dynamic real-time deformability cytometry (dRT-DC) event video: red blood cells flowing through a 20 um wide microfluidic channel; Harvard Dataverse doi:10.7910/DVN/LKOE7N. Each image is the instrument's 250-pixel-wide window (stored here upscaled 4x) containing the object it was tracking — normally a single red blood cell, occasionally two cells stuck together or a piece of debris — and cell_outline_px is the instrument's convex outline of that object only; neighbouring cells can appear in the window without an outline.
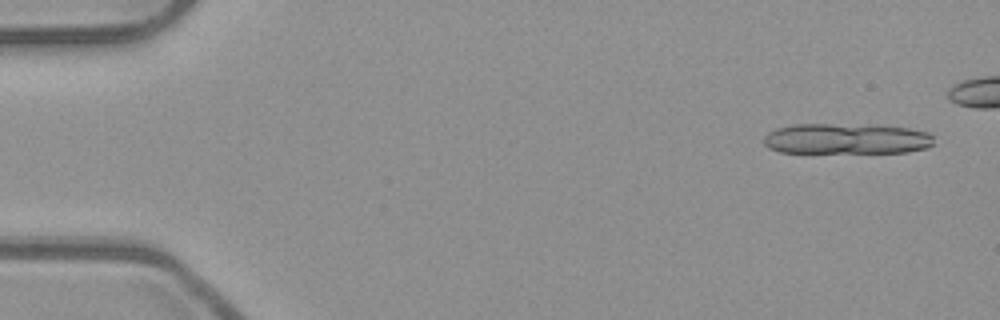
{"species": "common noctule bat (a hibernating species)", "species_latin": "Nyctalus noctula", "temperature_condition": "room temperature", "stored_images_in_passage": 13, "camera_frame_rate_fps": 3000, "um_per_image_px": 0.085, "animal": {"sex": "male", "body_mass_g": 23.1, "forearm_length_mm": 52.7}, "frame": {"image": 1, "passage_image": 3, "time_ms": 0.667, "image_size_px": [1000, 320], "cell_outline_px": [[932, 144], [928, 148], [908, 152], [780, 152], [768, 148], [764, 144], [764, 136], [768, 132], [776, 128], [792, 124], [828, 124], [908, 128], [928, 132], [932, 136]], "centroid_in_image_um": [71.89, 11.8], "position_along_channel_um": 13.1, "area_um2": 30.0}}